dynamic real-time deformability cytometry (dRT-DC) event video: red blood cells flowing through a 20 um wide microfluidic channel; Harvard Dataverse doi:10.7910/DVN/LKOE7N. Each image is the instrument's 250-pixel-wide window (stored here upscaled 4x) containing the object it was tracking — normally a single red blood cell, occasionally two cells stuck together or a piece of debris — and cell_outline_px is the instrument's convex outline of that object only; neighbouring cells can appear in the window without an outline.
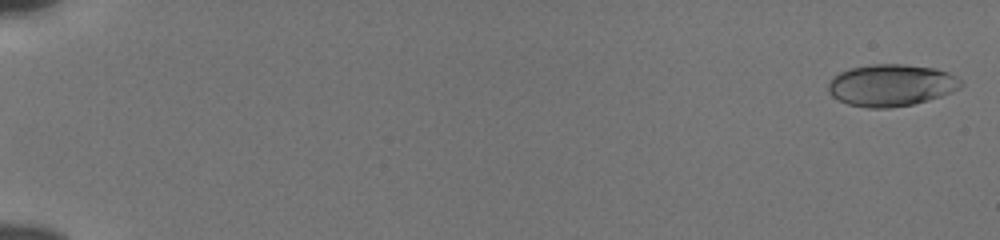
{"species": "human", "species_latin": "Homo sapiens", "temperature_condition": "cold", "stored_images_in_passage": 56, "camera_frame_rate_fps": 3000, "um_per_image_px": 0.085, "donor": {"sex": "male"}, "frame": {"image": 1, "passage_image": 2, "time_ms": 0.333, "image_size_px": [1000, 240], "cell_outline_px": [[964, 84], [960, 88], [952, 92], [928, 100], [912, 104], [888, 108], [868, 108], [848, 104], [832, 96], [828, 92], [828, 84], [832, 76], [840, 72], [852, 68], [868, 64], [904, 64], [936, 68], [948, 72], [956, 76]], "centroid_in_image_um": [75.75, 7.23], "position_along_channel_um": 9.2, "area_um2": 32.54}}
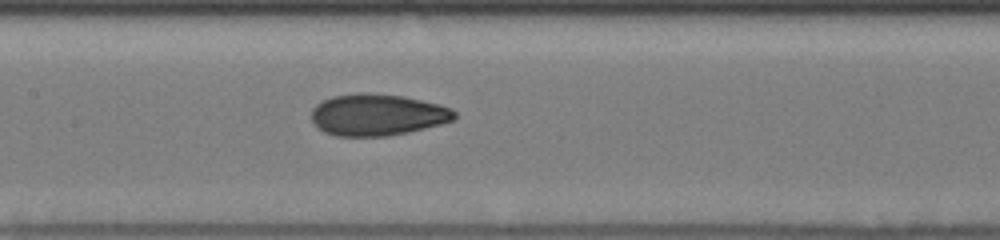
{"frame": {"image": 2, "passage_image": 30, "time_ms": 9.667, "image_size_px": [1000, 240], "cell_outline_px": [[456, 116], [452, 120], [440, 124], [408, 132], [388, 136], [336, 136], [324, 132], [316, 128], [312, 120], [312, 108], [316, 104], [332, 96], [356, 92], [364, 92], [404, 96], [440, 104], [452, 108], [456, 112]], "centroid_in_image_um": [32.06, 9.75], "position_along_channel_um": 175.3, "area_um2": 34.97}}
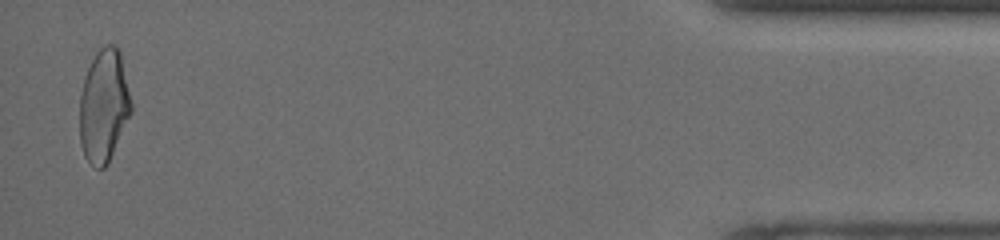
{"frame": {"image": 3, "passage_image": 55, "time_ms": 18.0, "image_size_px": [1000, 240], "cell_outline_px": [[132, 112], [104, 168], [96, 168], [84, 156], [80, 144], [80, 96], [84, 76], [96, 52], [104, 44], [116, 44], [120, 48], [132, 104]], "centroid_in_image_um": [8.83, 8.93], "position_along_channel_um": 426.4, "area_um2": 33.87}, "authors_computed_cell_mechanics": {"area_um2": 33.3795, "velocity_mm_per_s": 3.8678, "shape_relaxation_time_tau1_ms": 3.9604, "shape_relaxation_time_tau2_ms": 1.504, "deformation_change_tau1": 0.1492, "deformation_change_tau2": 0.0719}}